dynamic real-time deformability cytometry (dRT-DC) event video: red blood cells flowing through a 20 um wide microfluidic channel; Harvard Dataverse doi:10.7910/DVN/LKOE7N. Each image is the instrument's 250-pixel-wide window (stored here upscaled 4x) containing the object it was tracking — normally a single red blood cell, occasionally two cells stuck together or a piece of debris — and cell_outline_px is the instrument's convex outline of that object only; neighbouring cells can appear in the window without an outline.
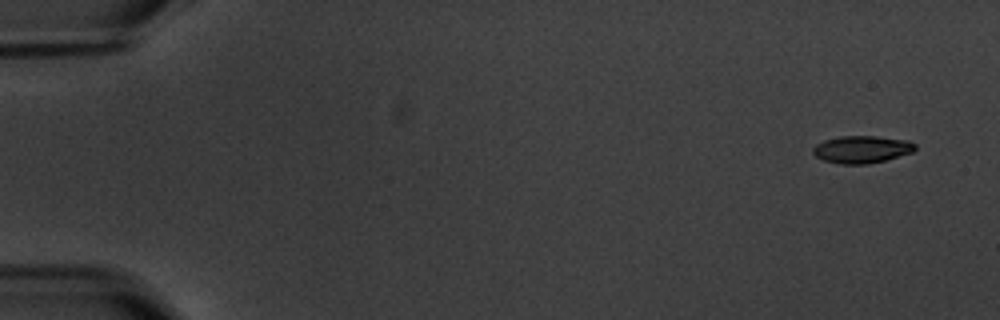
{"species": "common noctule bat (a hibernating species)", "species_latin": "Nyctalus noctula", "temperature_condition": "warm", "stored_images_in_passage": 5, "camera_frame_rate_fps": 3000, "um_per_image_px": 0.085, "animal": {"sex": "male", "body_mass_g": 20.1, "forearm_length_mm": 53.5}, "frame": {"image": 1, "passage_image": 1, "time_ms": 0.0, "image_size_px": [1000, 320], "cell_outline_px": [[916, 148], [912, 152], [884, 160], [868, 164], [840, 164], [824, 160], [816, 156], [812, 152], [812, 148], [816, 144], [824, 140], [840, 136], [876, 136], [908, 140], [916, 144]], "centroid_in_image_um": [73.24, 12.69], "position_along_channel_um": 11.8, "area_um2": 16.24}}
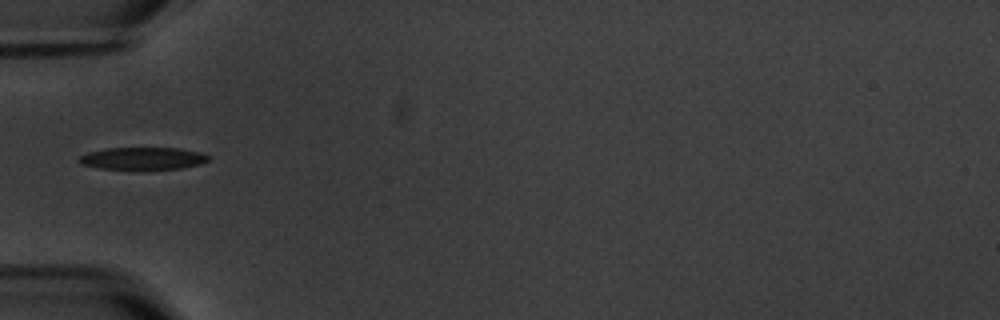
{"frame": {"image": 2, "passage_image": 5, "time_ms": 5.667, "image_size_px": [1000, 320], "cell_outline_px": [[208, 160], [200, 164], [180, 168], [136, 172], [100, 168], [80, 164], [76, 160], [80, 156], [88, 152], [108, 148], [180, 148], [200, 152], [208, 156]], "centroid_in_image_um": [12.08, 13.51], "position_along_channel_um": 72.9, "area_um2": 17.57}}